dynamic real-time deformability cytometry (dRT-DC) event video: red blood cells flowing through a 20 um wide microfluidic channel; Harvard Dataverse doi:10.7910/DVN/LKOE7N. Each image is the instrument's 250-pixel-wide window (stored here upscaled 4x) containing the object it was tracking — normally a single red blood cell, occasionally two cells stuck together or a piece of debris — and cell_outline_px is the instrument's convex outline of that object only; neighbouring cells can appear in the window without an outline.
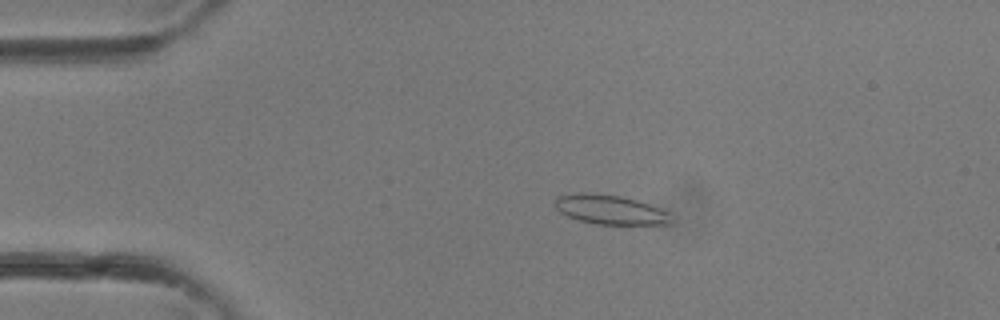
{"species": "common noctule bat (a hibernating species)", "species_latin": "Nyctalus noctula", "temperature_condition": "room temperature", "stored_images_in_passage": 35, "camera_frame_rate_fps": 3000, "um_per_image_px": 0.085, "animal": {"sex": "female"}, "frame": {"image": 1, "passage_image": 6, "time_ms": 1.667, "image_size_px": [1000, 320], "cell_outline_px": [[672, 224], [596, 224], [580, 220], [568, 216], [560, 212], [556, 208], [552, 200], [556, 196], [580, 192], [584, 192], [620, 196], [636, 200], [648, 204], [664, 212]], "centroid_in_image_um": [51.73, 17.8], "position_along_channel_um": 33.3, "area_um2": 19.48}}
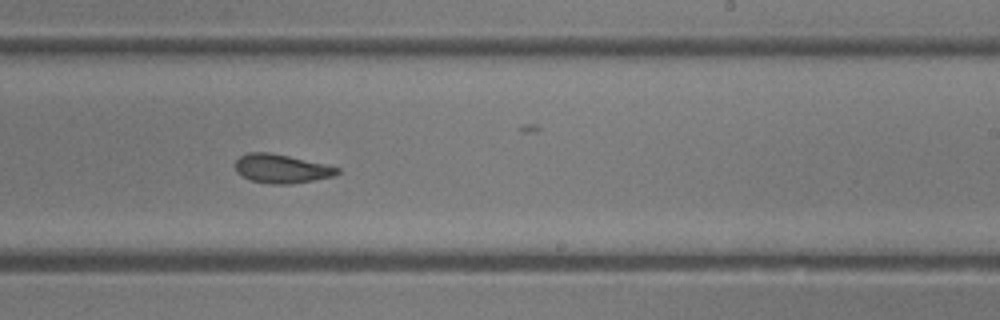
{"frame": {"image": 2, "passage_image": 21, "time_ms": 6.667, "image_size_px": [1000, 320], "cell_outline_px": [[340, 172], [336, 176], [292, 184], [272, 184], [252, 180], [236, 172], [236, 160], [240, 156], [248, 152], [268, 152], [288, 156], [324, 164], [340, 168]], "centroid_in_image_um": [23.95, 14.34], "position_along_channel_um": 265.1, "area_um2": 16.99}}
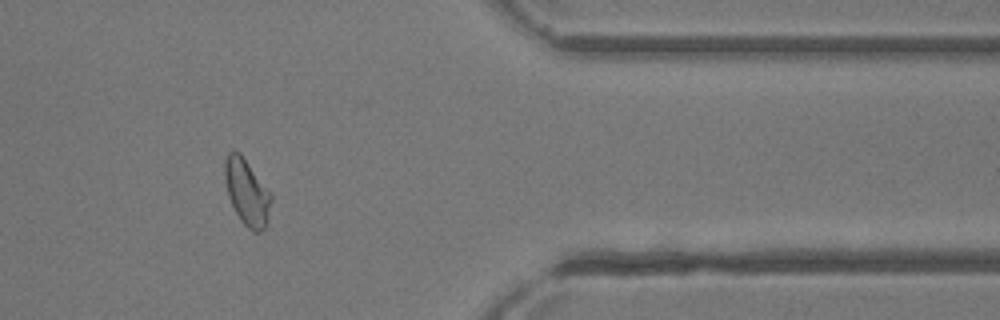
{"frame": {"image": 3, "passage_image": 29, "time_ms": 9.333, "image_size_px": [1000, 320], "cell_outline_px": [[272, 200], [268, 224], [260, 232], [252, 232], [240, 220], [228, 196], [224, 180], [224, 160], [228, 152], [232, 148], [240, 152], [272, 192]], "centroid_in_image_um": [21.0, 16.31], "position_along_channel_um": 390.4, "area_um2": 18.5}}